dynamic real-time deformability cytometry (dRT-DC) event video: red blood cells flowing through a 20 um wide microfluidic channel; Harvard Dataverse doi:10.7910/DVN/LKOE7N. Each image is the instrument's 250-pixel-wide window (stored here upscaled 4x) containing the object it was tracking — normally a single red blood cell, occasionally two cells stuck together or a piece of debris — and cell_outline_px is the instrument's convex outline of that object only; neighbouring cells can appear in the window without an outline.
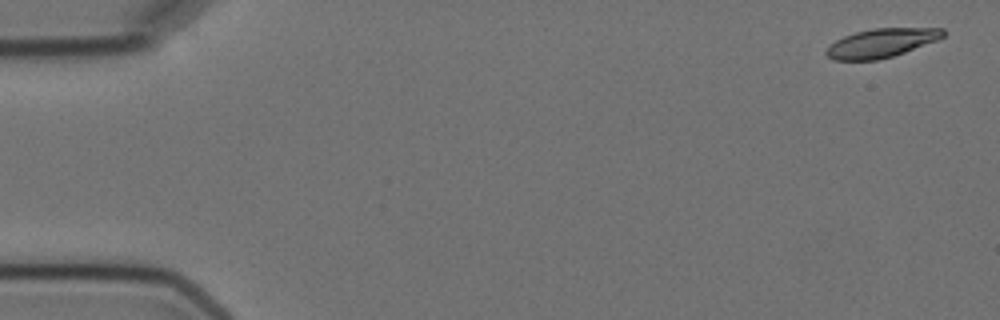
{"species": "Egyptian fruit bat (a non-hibernating species)", "species_latin": "Rousettus aegyptiacus", "temperature_condition": "cold", "stored_images_in_passage": 6, "camera_frame_rate_fps": 3000, "um_per_image_px": 0.085, "animal": {"sex": "female"}, "frame": {"image": 1, "passage_image": 1, "time_ms": 0.0, "image_size_px": [1000, 320], "cell_outline_px": [[944, 36], [936, 40], [904, 52], [892, 56], [876, 60], [832, 60], [824, 52], [828, 44], [844, 36], [856, 32], [872, 28], [944, 28]], "centroid_in_image_um": [74.85, 3.65], "position_along_channel_um": 10.1, "area_um2": 19.54}}
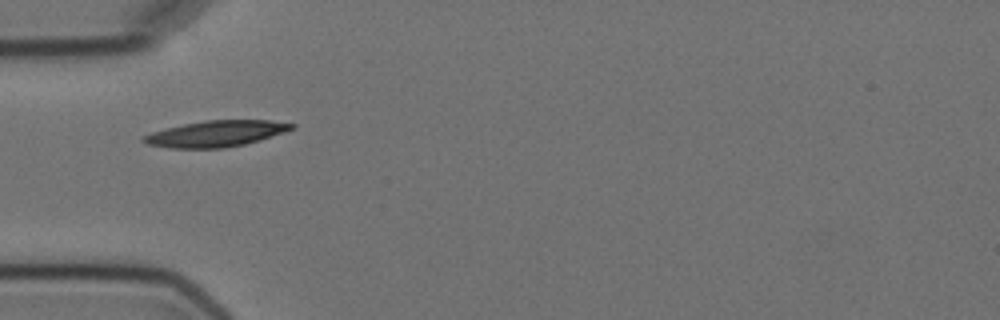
{"frame": {"image": 2, "passage_image": 5, "time_ms": 5.333, "image_size_px": [1000, 320], "cell_outline_px": [[296, 128], [260, 140], [244, 144], [224, 148], [168, 148], [148, 144], [140, 140], [140, 136], [152, 132], [184, 124], [204, 120], [268, 120], [296, 124]], "centroid_in_image_um": [18.35, 11.36], "position_along_channel_um": 66.7, "area_um2": 22.54}}
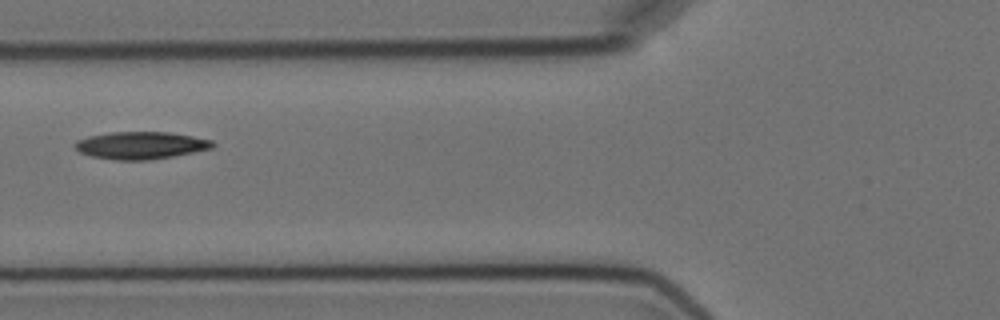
{"frame": {"image": 3, "passage_image": 6, "time_ms": 6.667, "image_size_px": [1000, 320], "cell_outline_px": [[216, 144], [212, 148], [172, 156], [148, 160], [116, 160], [92, 156], [80, 152], [72, 144], [76, 140], [88, 136], [112, 132], [168, 132], [192, 136], [212, 140]], "centroid_in_image_um": [11.94, 12.35], "position_along_channel_um": 113.9, "area_um2": 21.85}}